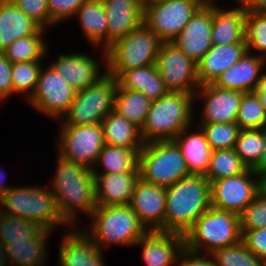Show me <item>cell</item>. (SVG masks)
I'll return each mask as SVG.
<instances>
[{
    "label": "cell",
    "mask_w": 266,
    "mask_h": 266,
    "mask_svg": "<svg viewBox=\"0 0 266 266\" xmlns=\"http://www.w3.org/2000/svg\"><path fill=\"white\" fill-rule=\"evenodd\" d=\"M56 170L50 189L56 206L68 227H75L78 212L90 217L97 206L95 178L91 168L69 162L57 155ZM78 210V211H77ZM70 225V226H69Z\"/></svg>",
    "instance_id": "6da1fadb"
},
{
    "label": "cell",
    "mask_w": 266,
    "mask_h": 266,
    "mask_svg": "<svg viewBox=\"0 0 266 266\" xmlns=\"http://www.w3.org/2000/svg\"><path fill=\"white\" fill-rule=\"evenodd\" d=\"M164 232L185 235L211 207V185L204 175L191 174L166 187Z\"/></svg>",
    "instance_id": "7a4b0ae2"
},
{
    "label": "cell",
    "mask_w": 266,
    "mask_h": 266,
    "mask_svg": "<svg viewBox=\"0 0 266 266\" xmlns=\"http://www.w3.org/2000/svg\"><path fill=\"white\" fill-rule=\"evenodd\" d=\"M195 94L168 92L151 103L143 126L142 141L174 140L181 131L192 125L194 119Z\"/></svg>",
    "instance_id": "3957f363"
},
{
    "label": "cell",
    "mask_w": 266,
    "mask_h": 266,
    "mask_svg": "<svg viewBox=\"0 0 266 266\" xmlns=\"http://www.w3.org/2000/svg\"><path fill=\"white\" fill-rule=\"evenodd\" d=\"M90 220L85 231L102 252L113 244L134 246L148 232L129 204L96 206Z\"/></svg>",
    "instance_id": "277c9868"
},
{
    "label": "cell",
    "mask_w": 266,
    "mask_h": 266,
    "mask_svg": "<svg viewBox=\"0 0 266 266\" xmlns=\"http://www.w3.org/2000/svg\"><path fill=\"white\" fill-rule=\"evenodd\" d=\"M45 188L39 185L38 187L13 186L0 197V212L29 220L40 228L50 231L55 230L59 224L67 226L59 214L51 189Z\"/></svg>",
    "instance_id": "5b68a950"
},
{
    "label": "cell",
    "mask_w": 266,
    "mask_h": 266,
    "mask_svg": "<svg viewBox=\"0 0 266 266\" xmlns=\"http://www.w3.org/2000/svg\"><path fill=\"white\" fill-rule=\"evenodd\" d=\"M242 240L239 215L210 207L184 235L185 247L193 252L212 254Z\"/></svg>",
    "instance_id": "8992f818"
},
{
    "label": "cell",
    "mask_w": 266,
    "mask_h": 266,
    "mask_svg": "<svg viewBox=\"0 0 266 266\" xmlns=\"http://www.w3.org/2000/svg\"><path fill=\"white\" fill-rule=\"evenodd\" d=\"M162 43L143 23L106 49V73L117 78L123 71L155 64Z\"/></svg>",
    "instance_id": "52a82bcc"
},
{
    "label": "cell",
    "mask_w": 266,
    "mask_h": 266,
    "mask_svg": "<svg viewBox=\"0 0 266 266\" xmlns=\"http://www.w3.org/2000/svg\"><path fill=\"white\" fill-rule=\"evenodd\" d=\"M138 169L142 180L162 187L191 175L174 140L145 143L138 155Z\"/></svg>",
    "instance_id": "ba28073f"
},
{
    "label": "cell",
    "mask_w": 266,
    "mask_h": 266,
    "mask_svg": "<svg viewBox=\"0 0 266 266\" xmlns=\"http://www.w3.org/2000/svg\"><path fill=\"white\" fill-rule=\"evenodd\" d=\"M117 86L116 78L106 73L97 83L76 92L61 122L71 126L101 123L114 110Z\"/></svg>",
    "instance_id": "9c48e42d"
},
{
    "label": "cell",
    "mask_w": 266,
    "mask_h": 266,
    "mask_svg": "<svg viewBox=\"0 0 266 266\" xmlns=\"http://www.w3.org/2000/svg\"><path fill=\"white\" fill-rule=\"evenodd\" d=\"M58 155L63 159L93 168L105 145L101 123L71 126L61 122Z\"/></svg>",
    "instance_id": "30bf717a"
},
{
    "label": "cell",
    "mask_w": 266,
    "mask_h": 266,
    "mask_svg": "<svg viewBox=\"0 0 266 266\" xmlns=\"http://www.w3.org/2000/svg\"><path fill=\"white\" fill-rule=\"evenodd\" d=\"M208 0H167L144 9L143 23L162 42H172Z\"/></svg>",
    "instance_id": "8fae6325"
},
{
    "label": "cell",
    "mask_w": 266,
    "mask_h": 266,
    "mask_svg": "<svg viewBox=\"0 0 266 266\" xmlns=\"http://www.w3.org/2000/svg\"><path fill=\"white\" fill-rule=\"evenodd\" d=\"M155 65L169 92L195 94L200 87L196 63L172 42L162 43Z\"/></svg>",
    "instance_id": "7c38bea8"
},
{
    "label": "cell",
    "mask_w": 266,
    "mask_h": 266,
    "mask_svg": "<svg viewBox=\"0 0 266 266\" xmlns=\"http://www.w3.org/2000/svg\"><path fill=\"white\" fill-rule=\"evenodd\" d=\"M42 66L34 93L27 100L35 110L52 119H61L73 102L76 91L51 66Z\"/></svg>",
    "instance_id": "4fadbf2b"
},
{
    "label": "cell",
    "mask_w": 266,
    "mask_h": 266,
    "mask_svg": "<svg viewBox=\"0 0 266 266\" xmlns=\"http://www.w3.org/2000/svg\"><path fill=\"white\" fill-rule=\"evenodd\" d=\"M210 185L211 206L237 215L258 195V176L249 168L236 176L212 181Z\"/></svg>",
    "instance_id": "5bb4252c"
},
{
    "label": "cell",
    "mask_w": 266,
    "mask_h": 266,
    "mask_svg": "<svg viewBox=\"0 0 266 266\" xmlns=\"http://www.w3.org/2000/svg\"><path fill=\"white\" fill-rule=\"evenodd\" d=\"M212 0H208L172 41L197 63L213 46L211 41Z\"/></svg>",
    "instance_id": "9a60e30c"
},
{
    "label": "cell",
    "mask_w": 266,
    "mask_h": 266,
    "mask_svg": "<svg viewBox=\"0 0 266 266\" xmlns=\"http://www.w3.org/2000/svg\"><path fill=\"white\" fill-rule=\"evenodd\" d=\"M165 202L166 187L139 178L129 205L148 231H164Z\"/></svg>",
    "instance_id": "2e32d148"
},
{
    "label": "cell",
    "mask_w": 266,
    "mask_h": 266,
    "mask_svg": "<svg viewBox=\"0 0 266 266\" xmlns=\"http://www.w3.org/2000/svg\"><path fill=\"white\" fill-rule=\"evenodd\" d=\"M243 93L221 89L212 83L200 85L195 93L204 101L200 123H236Z\"/></svg>",
    "instance_id": "e0dca14e"
},
{
    "label": "cell",
    "mask_w": 266,
    "mask_h": 266,
    "mask_svg": "<svg viewBox=\"0 0 266 266\" xmlns=\"http://www.w3.org/2000/svg\"><path fill=\"white\" fill-rule=\"evenodd\" d=\"M59 246L58 266H105L103 253L86 231L68 227Z\"/></svg>",
    "instance_id": "ac0fdd59"
},
{
    "label": "cell",
    "mask_w": 266,
    "mask_h": 266,
    "mask_svg": "<svg viewBox=\"0 0 266 266\" xmlns=\"http://www.w3.org/2000/svg\"><path fill=\"white\" fill-rule=\"evenodd\" d=\"M137 245L143 248L142 258L147 266H176L185 248L184 235L159 230L148 231Z\"/></svg>",
    "instance_id": "d6986e66"
},
{
    "label": "cell",
    "mask_w": 266,
    "mask_h": 266,
    "mask_svg": "<svg viewBox=\"0 0 266 266\" xmlns=\"http://www.w3.org/2000/svg\"><path fill=\"white\" fill-rule=\"evenodd\" d=\"M99 64L93 56L85 53H73L59 54L58 60L50 65L78 92L97 83L106 75V65H104L105 72L101 74Z\"/></svg>",
    "instance_id": "ffe728a7"
},
{
    "label": "cell",
    "mask_w": 266,
    "mask_h": 266,
    "mask_svg": "<svg viewBox=\"0 0 266 266\" xmlns=\"http://www.w3.org/2000/svg\"><path fill=\"white\" fill-rule=\"evenodd\" d=\"M265 67V58L247 51L234 65L219 75L212 84L221 89L242 93L254 92Z\"/></svg>",
    "instance_id": "44dd1931"
},
{
    "label": "cell",
    "mask_w": 266,
    "mask_h": 266,
    "mask_svg": "<svg viewBox=\"0 0 266 266\" xmlns=\"http://www.w3.org/2000/svg\"><path fill=\"white\" fill-rule=\"evenodd\" d=\"M216 1L212 0V45L245 44L246 10L240 5L226 9Z\"/></svg>",
    "instance_id": "7402d4cb"
},
{
    "label": "cell",
    "mask_w": 266,
    "mask_h": 266,
    "mask_svg": "<svg viewBox=\"0 0 266 266\" xmlns=\"http://www.w3.org/2000/svg\"><path fill=\"white\" fill-rule=\"evenodd\" d=\"M108 19V47L143 24L138 0H102Z\"/></svg>",
    "instance_id": "603a6c76"
},
{
    "label": "cell",
    "mask_w": 266,
    "mask_h": 266,
    "mask_svg": "<svg viewBox=\"0 0 266 266\" xmlns=\"http://www.w3.org/2000/svg\"><path fill=\"white\" fill-rule=\"evenodd\" d=\"M97 206L128 205L131 202L139 172L121 174L93 173Z\"/></svg>",
    "instance_id": "cb8c5ba5"
},
{
    "label": "cell",
    "mask_w": 266,
    "mask_h": 266,
    "mask_svg": "<svg viewBox=\"0 0 266 266\" xmlns=\"http://www.w3.org/2000/svg\"><path fill=\"white\" fill-rule=\"evenodd\" d=\"M246 52V44L213 45L196 63L199 84L213 83Z\"/></svg>",
    "instance_id": "d4e9b609"
},
{
    "label": "cell",
    "mask_w": 266,
    "mask_h": 266,
    "mask_svg": "<svg viewBox=\"0 0 266 266\" xmlns=\"http://www.w3.org/2000/svg\"><path fill=\"white\" fill-rule=\"evenodd\" d=\"M192 128L191 126L185 128L174 141L181 150L190 174L205 175L209 167L212 148L201 127L197 125L196 130L191 133Z\"/></svg>",
    "instance_id": "484cf974"
},
{
    "label": "cell",
    "mask_w": 266,
    "mask_h": 266,
    "mask_svg": "<svg viewBox=\"0 0 266 266\" xmlns=\"http://www.w3.org/2000/svg\"><path fill=\"white\" fill-rule=\"evenodd\" d=\"M80 28L85 38L95 46H102V62L106 65V49L108 48V19L102 0H86L76 11ZM103 44V45H102Z\"/></svg>",
    "instance_id": "4316f807"
},
{
    "label": "cell",
    "mask_w": 266,
    "mask_h": 266,
    "mask_svg": "<svg viewBox=\"0 0 266 266\" xmlns=\"http://www.w3.org/2000/svg\"><path fill=\"white\" fill-rule=\"evenodd\" d=\"M40 28L10 0H0V53L15 40L34 35Z\"/></svg>",
    "instance_id": "83f0119b"
},
{
    "label": "cell",
    "mask_w": 266,
    "mask_h": 266,
    "mask_svg": "<svg viewBox=\"0 0 266 266\" xmlns=\"http://www.w3.org/2000/svg\"><path fill=\"white\" fill-rule=\"evenodd\" d=\"M116 81L121 89L139 91L151 101L169 92L155 64L123 71Z\"/></svg>",
    "instance_id": "f1b7e54d"
},
{
    "label": "cell",
    "mask_w": 266,
    "mask_h": 266,
    "mask_svg": "<svg viewBox=\"0 0 266 266\" xmlns=\"http://www.w3.org/2000/svg\"><path fill=\"white\" fill-rule=\"evenodd\" d=\"M50 230L41 228L32 238L28 240L11 241L5 244L9 263L16 266H45L47 258L46 239Z\"/></svg>",
    "instance_id": "f546056e"
},
{
    "label": "cell",
    "mask_w": 266,
    "mask_h": 266,
    "mask_svg": "<svg viewBox=\"0 0 266 266\" xmlns=\"http://www.w3.org/2000/svg\"><path fill=\"white\" fill-rule=\"evenodd\" d=\"M105 144L125 148H143L140 128L114 110L101 122Z\"/></svg>",
    "instance_id": "4dcf8cb0"
},
{
    "label": "cell",
    "mask_w": 266,
    "mask_h": 266,
    "mask_svg": "<svg viewBox=\"0 0 266 266\" xmlns=\"http://www.w3.org/2000/svg\"><path fill=\"white\" fill-rule=\"evenodd\" d=\"M142 148H125L105 144L99 153L95 166L103 168L100 172L96 167L92 168V173L121 174L126 172H139L138 155ZM99 163V164H98Z\"/></svg>",
    "instance_id": "1f68e13d"
},
{
    "label": "cell",
    "mask_w": 266,
    "mask_h": 266,
    "mask_svg": "<svg viewBox=\"0 0 266 266\" xmlns=\"http://www.w3.org/2000/svg\"><path fill=\"white\" fill-rule=\"evenodd\" d=\"M152 101L143 93L121 89L117 86L114 98V111L141 128Z\"/></svg>",
    "instance_id": "d6a6232c"
},
{
    "label": "cell",
    "mask_w": 266,
    "mask_h": 266,
    "mask_svg": "<svg viewBox=\"0 0 266 266\" xmlns=\"http://www.w3.org/2000/svg\"><path fill=\"white\" fill-rule=\"evenodd\" d=\"M46 29L40 28L34 35L22 37L12 42L2 53L11 63L41 61L48 48L46 39Z\"/></svg>",
    "instance_id": "836d02e7"
},
{
    "label": "cell",
    "mask_w": 266,
    "mask_h": 266,
    "mask_svg": "<svg viewBox=\"0 0 266 266\" xmlns=\"http://www.w3.org/2000/svg\"><path fill=\"white\" fill-rule=\"evenodd\" d=\"M247 169L234 148L212 150L209 167L204 176L211 183L215 180L236 176Z\"/></svg>",
    "instance_id": "e575fe53"
},
{
    "label": "cell",
    "mask_w": 266,
    "mask_h": 266,
    "mask_svg": "<svg viewBox=\"0 0 266 266\" xmlns=\"http://www.w3.org/2000/svg\"><path fill=\"white\" fill-rule=\"evenodd\" d=\"M236 123L241 130L263 129L266 126V113L255 91L243 93Z\"/></svg>",
    "instance_id": "d590c367"
},
{
    "label": "cell",
    "mask_w": 266,
    "mask_h": 266,
    "mask_svg": "<svg viewBox=\"0 0 266 266\" xmlns=\"http://www.w3.org/2000/svg\"><path fill=\"white\" fill-rule=\"evenodd\" d=\"M41 61H28L12 63L11 79L13 94L17 93L26 95L28 100L34 93L40 70L42 68Z\"/></svg>",
    "instance_id": "8d00e7d4"
},
{
    "label": "cell",
    "mask_w": 266,
    "mask_h": 266,
    "mask_svg": "<svg viewBox=\"0 0 266 266\" xmlns=\"http://www.w3.org/2000/svg\"><path fill=\"white\" fill-rule=\"evenodd\" d=\"M263 144L262 129L241 130L234 149L247 168L253 169L260 161Z\"/></svg>",
    "instance_id": "74e56055"
},
{
    "label": "cell",
    "mask_w": 266,
    "mask_h": 266,
    "mask_svg": "<svg viewBox=\"0 0 266 266\" xmlns=\"http://www.w3.org/2000/svg\"><path fill=\"white\" fill-rule=\"evenodd\" d=\"M211 256L216 266H266L259 257L247 249L242 240L214 251Z\"/></svg>",
    "instance_id": "f35d334b"
},
{
    "label": "cell",
    "mask_w": 266,
    "mask_h": 266,
    "mask_svg": "<svg viewBox=\"0 0 266 266\" xmlns=\"http://www.w3.org/2000/svg\"><path fill=\"white\" fill-rule=\"evenodd\" d=\"M212 150L234 148L241 128L237 123H199Z\"/></svg>",
    "instance_id": "ab89813d"
},
{
    "label": "cell",
    "mask_w": 266,
    "mask_h": 266,
    "mask_svg": "<svg viewBox=\"0 0 266 266\" xmlns=\"http://www.w3.org/2000/svg\"><path fill=\"white\" fill-rule=\"evenodd\" d=\"M40 229L29 220L0 212V241L4 245L11 241L28 240Z\"/></svg>",
    "instance_id": "60d3db41"
},
{
    "label": "cell",
    "mask_w": 266,
    "mask_h": 266,
    "mask_svg": "<svg viewBox=\"0 0 266 266\" xmlns=\"http://www.w3.org/2000/svg\"><path fill=\"white\" fill-rule=\"evenodd\" d=\"M245 44L248 52L256 50L260 57L266 59V15L264 13L246 11Z\"/></svg>",
    "instance_id": "b9f144b4"
},
{
    "label": "cell",
    "mask_w": 266,
    "mask_h": 266,
    "mask_svg": "<svg viewBox=\"0 0 266 266\" xmlns=\"http://www.w3.org/2000/svg\"><path fill=\"white\" fill-rule=\"evenodd\" d=\"M241 233L266 227V198L259 193L239 215Z\"/></svg>",
    "instance_id": "7bdbcfd3"
},
{
    "label": "cell",
    "mask_w": 266,
    "mask_h": 266,
    "mask_svg": "<svg viewBox=\"0 0 266 266\" xmlns=\"http://www.w3.org/2000/svg\"><path fill=\"white\" fill-rule=\"evenodd\" d=\"M41 28H50V14L47 0H10Z\"/></svg>",
    "instance_id": "ee69618b"
},
{
    "label": "cell",
    "mask_w": 266,
    "mask_h": 266,
    "mask_svg": "<svg viewBox=\"0 0 266 266\" xmlns=\"http://www.w3.org/2000/svg\"><path fill=\"white\" fill-rule=\"evenodd\" d=\"M86 0H47L50 27L64 22L66 19L74 18L76 11Z\"/></svg>",
    "instance_id": "f6af8a7d"
},
{
    "label": "cell",
    "mask_w": 266,
    "mask_h": 266,
    "mask_svg": "<svg viewBox=\"0 0 266 266\" xmlns=\"http://www.w3.org/2000/svg\"><path fill=\"white\" fill-rule=\"evenodd\" d=\"M242 241L249 251L266 264V227L262 229L246 230L242 234Z\"/></svg>",
    "instance_id": "bcb514c9"
},
{
    "label": "cell",
    "mask_w": 266,
    "mask_h": 266,
    "mask_svg": "<svg viewBox=\"0 0 266 266\" xmlns=\"http://www.w3.org/2000/svg\"><path fill=\"white\" fill-rule=\"evenodd\" d=\"M211 254L193 252L186 247L181 251L177 266H216ZM209 257V258H208ZM212 258V260H211Z\"/></svg>",
    "instance_id": "7dc6e473"
},
{
    "label": "cell",
    "mask_w": 266,
    "mask_h": 266,
    "mask_svg": "<svg viewBox=\"0 0 266 266\" xmlns=\"http://www.w3.org/2000/svg\"><path fill=\"white\" fill-rule=\"evenodd\" d=\"M12 63L0 53V100L5 101L13 94L11 79Z\"/></svg>",
    "instance_id": "c3c4849f"
},
{
    "label": "cell",
    "mask_w": 266,
    "mask_h": 266,
    "mask_svg": "<svg viewBox=\"0 0 266 266\" xmlns=\"http://www.w3.org/2000/svg\"><path fill=\"white\" fill-rule=\"evenodd\" d=\"M246 11L263 13L266 11V0H234Z\"/></svg>",
    "instance_id": "681fc988"
},
{
    "label": "cell",
    "mask_w": 266,
    "mask_h": 266,
    "mask_svg": "<svg viewBox=\"0 0 266 266\" xmlns=\"http://www.w3.org/2000/svg\"><path fill=\"white\" fill-rule=\"evenodd\" d=\"M255 92L259 97L261 104L264 108V111L266 113V73L265 72L261 75L258 87L255 90Z\"/></svg>",
    "instance_id": "f907efd6"
},
{
    "label": "cell",
    "mask_w": 266,
    "mask_h": 266,
    "mask_svg": "<svg viewBox=\"0 0 266 266\" xmlns=\"http://www.w3.org/2000/svg\"><path fill=\"white\" fill-rule=\"evenodd\" d=\"M263 132V140H264V144H263V148H262V154L260 157V161L259 163L253 168V170L258 173L262 170L266 169V126L262 129Z\"/></svg>",
    "instance_id": "816d5d0a"
},
{
    "label": "cell",
    "mask_w": 266,
    "mask_h": 266,
    "mask_svg": "<svg viewBox=\"0 0 266 266\" xmlns=\"http://www.w3.org/2000/svg\"><path fill=\"white\" fill-rule=\"evenodd\" d=\"M258 176V193L266 198V169L257 173Z\"/></svg>",
    "instance_id": "f5cc1de1"
},
{
    "label": "cell",
    "mask_w": 266,
    "mask_h": 266,
    "mask_svg": "<svg viewBox=\"0 0 266 266\" xmlns=\"http://www.w3.org/2000/svg\"><path fill=\"white\" fill-rule=\"evenodd\" d=\"M5 181H6V173H4V170H0V197L3 194L7 193L12 188V186L10 187L6 186L4 183Z\"/></svg>",
    "instance_id": "db71d44e"
},
{
    "label": "cell",
    "mask_w": 266,
    "mask_h": 266,
    "mask_svg": "<svg viewBox=\"0 0 266 266\" xmlns=\"http://www.w3.org/2000/svg\"><path fill=\"white\" fill-rule=\"evenodd\" d=\"M8 255L5 250V245L0 241V266H7L8 263Z\"/></svg>",
    "instance_id": "11a10c76"
},
{
    "label": "cell",
    "mask_w": 266,
    "mask_h": 266,
    "mask_svg": "<svg viewBox=\"0 0 266 266\" xmlns=\"http://www.w3.org/2000/svg\"><path fill=\"white\" fill-rule=\"evenodd\" d=\"M140 5H141V8L144 10L146 9L147 7L153 5V4H157V3H161V2H165L167 0H138Z\"/></svg>",
    "instance_id": "9f6ffc18"
}]
</instances>
